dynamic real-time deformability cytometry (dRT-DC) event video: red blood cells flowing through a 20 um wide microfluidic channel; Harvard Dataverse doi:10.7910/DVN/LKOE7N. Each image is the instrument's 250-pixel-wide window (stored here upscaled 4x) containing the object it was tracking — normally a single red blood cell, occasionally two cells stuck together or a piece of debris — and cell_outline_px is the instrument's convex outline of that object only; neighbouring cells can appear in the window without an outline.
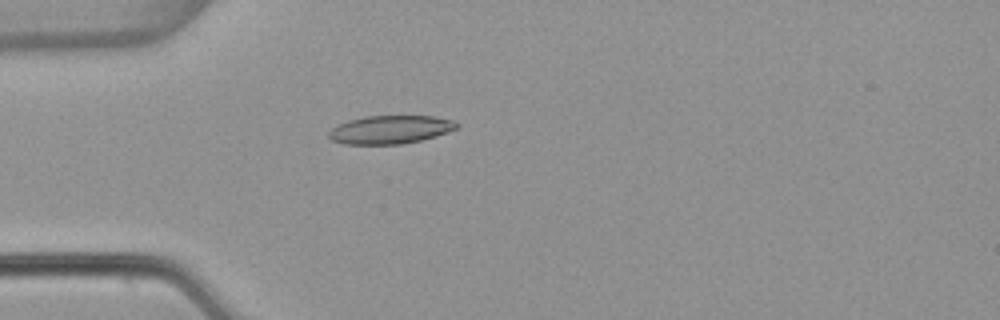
{"species": "common noctule bat (a hibernating species)", "species_latin": "Nyctalus noctula", "temperature_condition": "warm", "stored_images_in_passage": 12, "camera_frame_rate_fps": 3000, "um_per_image_px": 0.085, "animal": {"sex": "female", "body_mass_g": 22.7, "forearm_length_mm": 54.2}, "frame": {"image": 1, "passage_image": 3, "time_ms": 0.667, "image_size_px": [1000, 320], "cell_outline_px": [[460, 128], [436, 136], [420, 140], [400, 144], [344, 144], [332, 140], [328, 136], [328, 132], [336, 124], [348, 120], [364, 116], [436, 116], [452, 120], [460, 124]], "centroid_in_image_um": [33.18, 11.01], "position_along_channel_um": 51.8, "area_um2": 21.27}}
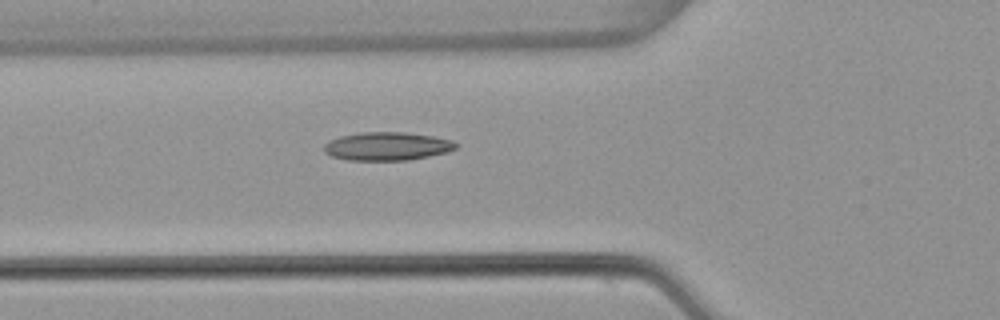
{"frame": {"image": 2, "passage_image": 7, "time_ms": 2.0, "image_size_px": [1000, 320], "cell_outline_px": [[460, 144], [456, 148], [448, 152], [408, 160], [348, 160], [332, 156], [324, 152], [324, 144], [328, 140], [340, 136], [360, 132], [404, 132], [432, 136], [452, 140]], "centroid_in_image_um": [32.9, 12.42], "position_along_channel_um": 92.9, "area_um2": 21.85}}
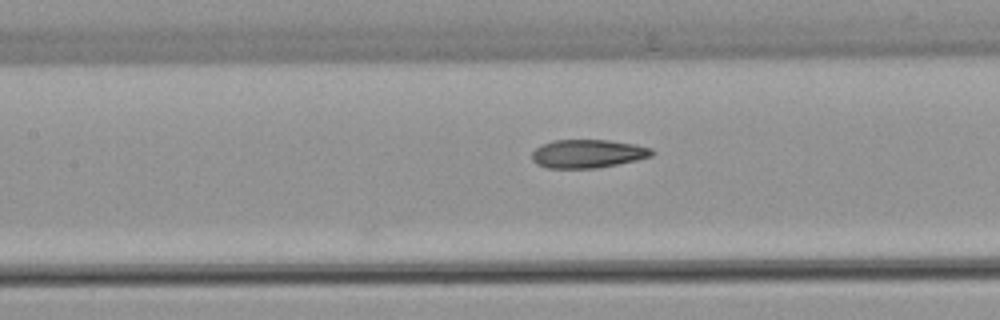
{"frame": {"image": 3, "passage_image": 12, "time_ms": 3.667, "image_size_px": [1000, 320], "cell_outline_px": [[656, 152], [652, 156], [636, 160], [596, 168], [548, 168], [536, 164], [532, 160], [532, 152], [536, 148], [552, 140], [608, 140], [636, 144], [652, 148]], "centroid_in_image_um": [49.98, 13.06], "position_along_channel_um": 157.4, "area_um2": 19.88}}